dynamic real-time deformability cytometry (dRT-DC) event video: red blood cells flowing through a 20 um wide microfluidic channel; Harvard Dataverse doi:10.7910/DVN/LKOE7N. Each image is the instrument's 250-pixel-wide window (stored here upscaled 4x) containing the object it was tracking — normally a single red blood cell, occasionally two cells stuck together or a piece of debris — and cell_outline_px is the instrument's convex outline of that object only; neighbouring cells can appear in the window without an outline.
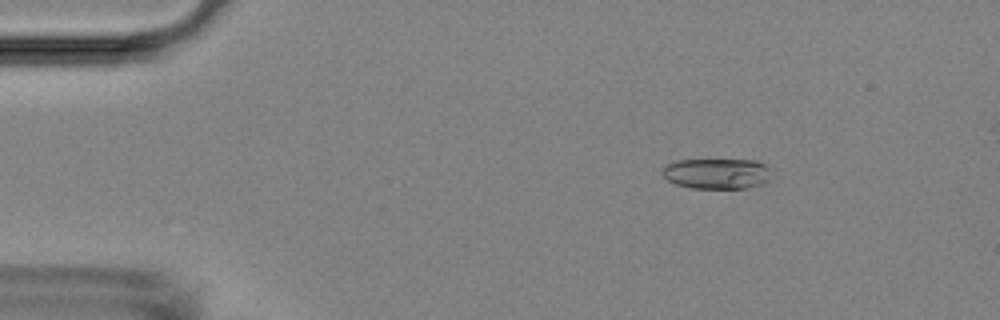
{"species": "Egyptian fruit bat (a non-hibernating species)", "species_latin": "Rousettus aegyptiacus", "temperature_condition": "room temperature", "stored_images_in_passage": 17, "camera_frame_rate_fps": 3000, "um_per_image_px": 0.085, "animal": {"sex": "female"}, "frame": {"image": 1, "passage_image": 8, "time_ms": 2.333, "image_size_px": [1000, 320], "cell_outline_px": [[768, 180], [760, 184], [744, 188], [692, 188], [676, 184], [668, 180], [660, 172], [660, 168], [664, 164], [676, 160], [756, 160], [764, 164], [768, 168]], "centroid_in_image_um": [60.83, 14.74], "position_along_channel_um": 24.2, "area_um2": 19.36}}